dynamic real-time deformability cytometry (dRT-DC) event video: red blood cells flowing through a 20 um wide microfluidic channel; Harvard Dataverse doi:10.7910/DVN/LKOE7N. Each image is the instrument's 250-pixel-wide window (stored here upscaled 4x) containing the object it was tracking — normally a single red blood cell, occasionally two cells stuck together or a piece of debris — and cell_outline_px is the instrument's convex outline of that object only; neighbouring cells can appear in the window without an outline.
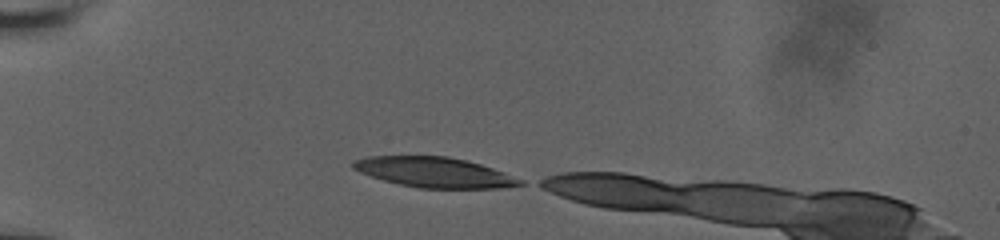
{"species": "human", "species_latin": "Homo sapiens", "temperature_condition": "room temperature", "stored_images_in_passage": 14, "camera_frame_rate_fps": 3000, "um_per_image_px": 0.085, "donor": {"sex": "male"}, "frame": {"image": 1, "passage_image": 1, "time_ms": 0.0, "image_size_px": [1000, 240], "cell_outline_px": [[524, 184], [508, 188], [420, 188], [400, 184], [384, 180], [360, 172], [352, 168], [352, 160], [368, 156], [448, 156], [480, 164], [504, 172], [524, 180]], "centroid_in_image_um": [36.94, 14.65], "position_along_channel_um": 48.1, "area_um2": 29.3}}
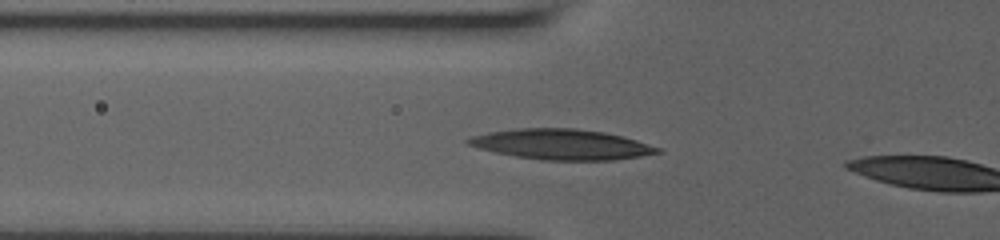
{"frame": {"image": 2, "passage_image": 10, "time_ms": 1.667, "image_size_px": [1000, 240], "cell_outline_px": [[660, 152], [640, 156], [612, 160], [544, 160], [516, 156], [496, 152], [480, 148], [468, 144], [464, 140], [472, 136], [488, 132], [516, 128], [576, 128], [604, 132], [636, 140], [660, 148]], "centroid_in_image_um": [47.7, 12.26], "position_along_channel_um": 78.1, "area_um2": 33.18}}